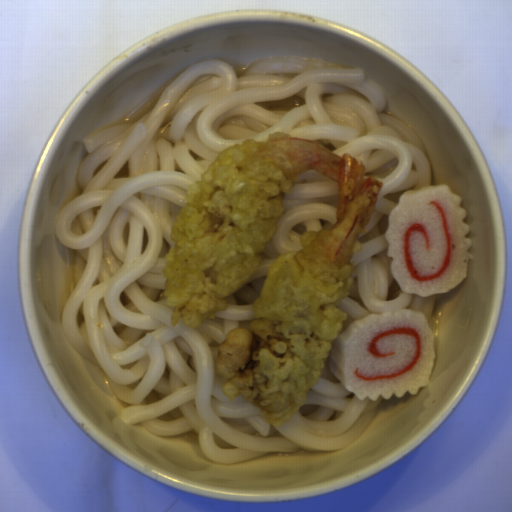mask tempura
I'll return each instance as SVG.
<instances>
[{
	"label": "tempura",
	"instance_id": "tempura-1",
	"mask_svg": "<svg viewBox=\"0 0 512 512\" xmlns=\"http://www.w3.org/2000/svg\"><path fill=\"white\" fill-rule=\"evenodd\" d=\"M305 171L337 184L336 223L307 230L300 249L274 258L249 326L230 329L215 359L223 394L252 403L275 428L302 408L322 374L384 182L359 158L309 138L275 131L266 141L243 139L186 187L162 268L171 325L195 327L222 312L257 269Z\"/></svg>",
	"mask_w": 512,
	"mask_h": 512
}]
</instances>
